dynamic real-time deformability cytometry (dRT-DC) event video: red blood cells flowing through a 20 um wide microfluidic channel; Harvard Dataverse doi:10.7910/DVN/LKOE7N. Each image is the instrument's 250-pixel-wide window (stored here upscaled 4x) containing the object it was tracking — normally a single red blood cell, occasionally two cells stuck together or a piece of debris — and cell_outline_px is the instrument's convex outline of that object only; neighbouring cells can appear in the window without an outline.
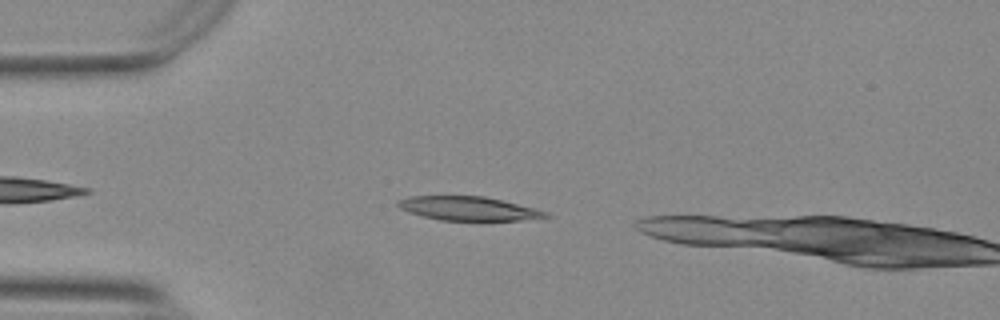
{"species": "Egyptian fruit bat (a non-hibernating species)", "species_latin": "Rousettus aegyptiacus", "temperature_condition": "warm", "stored_images_in_passage": 7, "camera_frame_rate_fps": 3000, "um_per_image_px": 0.085, "animal": {"sex": "female"}, "frame": {"image": 1, "passage_image": 4, "time_ms": 1.0, "image_size_px": [1000, 320], "cell_outline_px": [[552, 216], [520, 220], [440, 220], [424, 216], [400, 208], [396, 204], [396, 200], [408, 196], [484, 196], [536, 208], [548, 212]], "centroid_in_image_um": [39.83, 17.71], "position_along_channel_um": 45.2, "area_um2": 20.4}}